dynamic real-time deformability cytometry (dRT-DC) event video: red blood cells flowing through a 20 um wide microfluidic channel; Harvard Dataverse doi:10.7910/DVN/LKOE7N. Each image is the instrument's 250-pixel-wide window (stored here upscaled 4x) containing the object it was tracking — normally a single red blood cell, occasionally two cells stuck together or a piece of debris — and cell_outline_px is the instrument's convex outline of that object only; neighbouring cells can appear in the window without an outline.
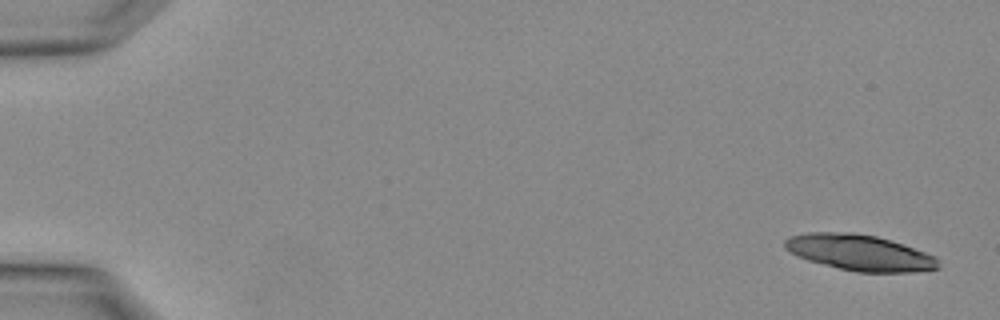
{"species": "Egyptian fruit bat (a non-hibernating species)", "species_latin": "Rousettus aegyptiacus", "temperature_condition": "warm", "stored_images_in_passage": 3, "camera_frame_rate_fps": 3000, "um_per_image_px": 0.085, "animal": {"sex": "female"}, "frame": {"image": 1, "passage_image": 3, "time_ms": 0.667, "image_size_px": [1000, 320], "cell_outline_px": [[940, 268], [912, 272], [856, 272], [808, 260], [784, 248], [784, 240], [788, 236], [808, 232], [852, 232], [876, 236], [904, 244], [936, 256]], "centroid_in_image_um": [73.08, 21.46], "position_along_channel_um": 11.9, "area_um2": 32.02}}